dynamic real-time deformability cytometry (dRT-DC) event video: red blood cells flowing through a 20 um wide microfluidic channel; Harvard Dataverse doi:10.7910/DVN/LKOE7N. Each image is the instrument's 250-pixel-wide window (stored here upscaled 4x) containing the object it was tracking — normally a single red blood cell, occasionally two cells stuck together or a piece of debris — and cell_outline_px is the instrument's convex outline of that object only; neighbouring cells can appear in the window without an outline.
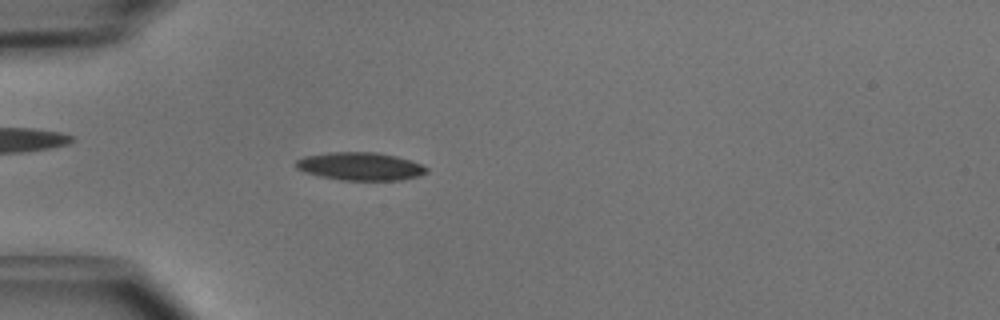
{"species": "common noctule bat (a hibernating species)", "species_latin": "Nyctalus noctula", "temperature_condition": "cold", "stored_images_in_passage": 50, "camera_frame_rate_fps": 3000, "um_per_image_px": 0.085, "animal": {"sex": "male", "body_mass_g": 15.6}, "frame": {"image": 1, "passage_image": 15, "time_ms": 4.667, "image_size_px": [1000, 320], "cell_outline_px": [[428, 172], [420, 176], [400, 180], [340, 180], [320, 176], [304, 172], [296, 168], [296, 160], [304, 156], [328, 152], [376, 152], [396, 156], [420, 164], [428, 168]], "centroid_in_image_um": [30.61, 14.14], "position_along_channel_um": 54.4, "area_um2": 21.33}}
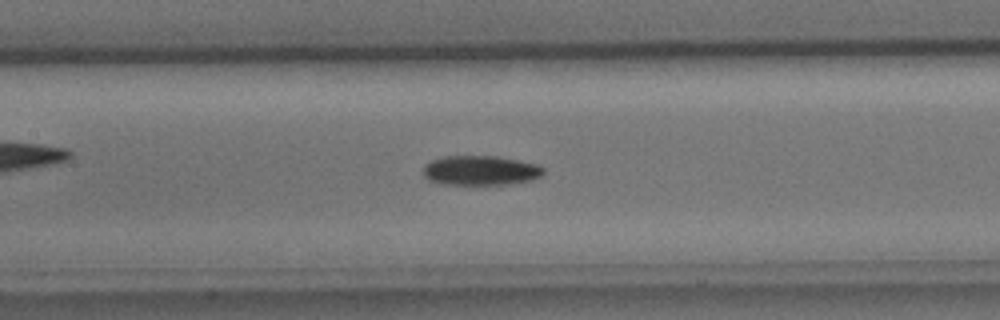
{"frame": {"image": 2, "passage_image": 24, "time_ms": 7.667, "image_size_px": [1000, 320], "cell_outline_px": [[544, 176], [532, 180], [508, 184], [444, 184], [428, 180], [424, 176], [424, 164], [432, 160], [444, 156], [496, 156], [540, 164], [544, 168]], "centroid_in_image_um": [40.89, 14.48], "position_along_channel_um": 166.5, "area_um2": 20.92}}
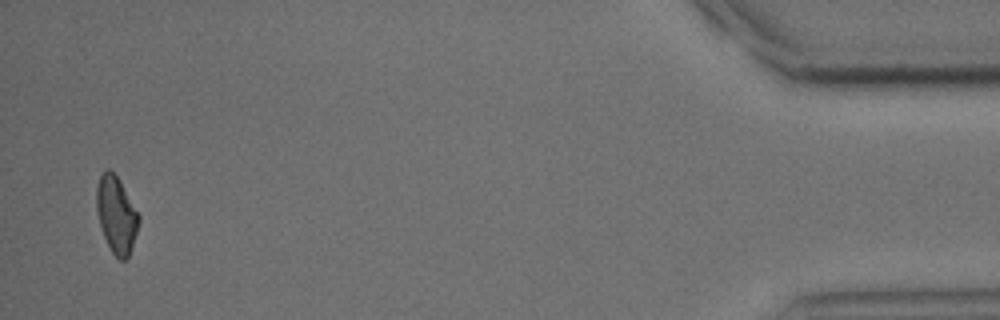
{"frame": {"image": 3, "passage_image": 49, "time_ms": 16.0, "image_size_px": [1000, 320], "cell_outline_px": [[140, 220], [128, 256], [124, 260], [120, 260], [112, 252], [104, 236], [100, 224], [96, 208], [96, 188], [100, 176], [108, 168], [120, 180], [140, 216]], "centroid_in_image_um": [9.88, 18.23], "position_along_channel_um": 425.3, "area_um2": 18.5}, "authors_computed_cell_mechanics": {"area_um2": 19.7965, "velocity_mm_per_s": 4.0395, "shape_relaxation_time_tau1_ms": 2.7867, "shape_relaxation_time_tau2_ms": null, "deformation_change_tau1": 0.1297, "deformation_change_tau2": null}}